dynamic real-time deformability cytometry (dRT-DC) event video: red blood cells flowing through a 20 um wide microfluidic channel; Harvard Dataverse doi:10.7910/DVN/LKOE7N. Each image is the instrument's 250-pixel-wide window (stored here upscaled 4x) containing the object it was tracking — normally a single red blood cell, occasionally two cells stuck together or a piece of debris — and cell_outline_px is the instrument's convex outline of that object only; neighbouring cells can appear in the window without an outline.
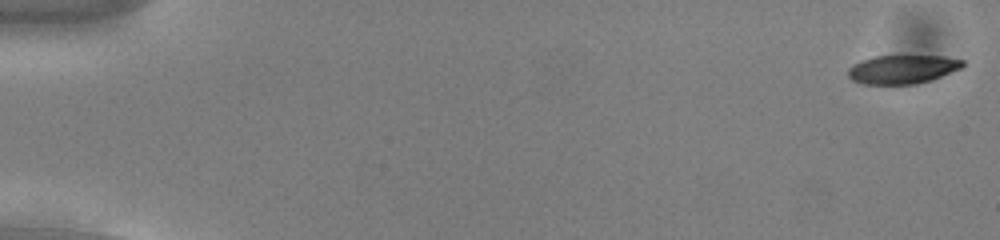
{"species": "common noctule bat (a hibernating species)", "species_latin": "Nyctalus noctula", "temperature_condition": "cold", "stored_images_in_passage": 55, "camera_frame_rate_fps": 3000, "um_per_image_px": 0.085, "animal": {"sex": "male", "body_mass_g": 13.0, "forearm_length_mm": 53.1}, "frame": {"image": 1, "passage_image": 1, "time_ms": 0.0, "image_size_px": [1000, 240], "cell_outline_px": [[964, 64], [960, 68], [932, 80], [916, 84], [860, 84], [852, 80], [848, 76], [848, 68], [852, 64], [860, 60], [876, 56], [944, 56], [964, 60]], "centroid_in_image_um": [76.67, 5.89], "position_along_channel_um": 8.3, "area_um2": 19.25}}
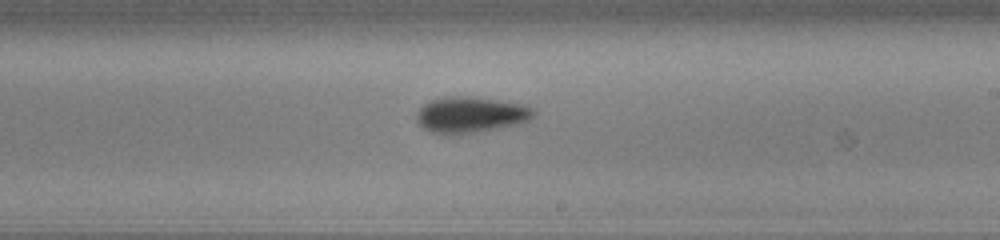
{"frame": {"image": 2, "passage_image": 33, "time_ms": 10.667, "image_size_px": [1000, 240], "cell_outline_px": [[536, 112], [528, 120], [496, 128], [460, 136], [432, 132], [424, 128], [416, 120], [416, 112], [424, 104], [432, 100], [448, 96], [472, 96], [520, 104], [532, 108]], "centroid_in_image_um": [39.94, 9.76], "position_along_channel_um": 249.1, "area_um2": 24.33}}
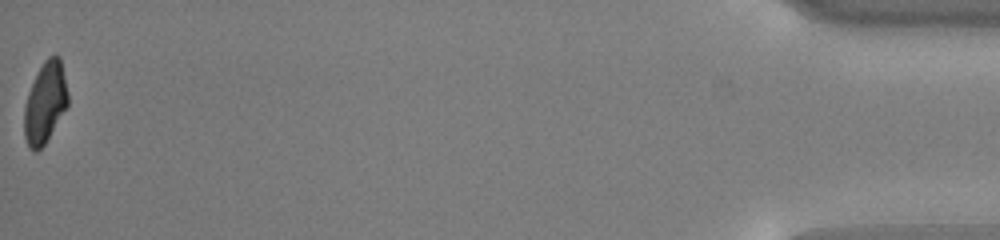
{"frame": {"image": 3, "passage_image": 55, "time_ms": 18.0, "image_size_px": [1000, 240], "cell_outline_px": [[68, 104], [44, 144], [36, 152], [28, 148], [24, 136], [24, 108], [28, 92], [44, 60], [48, 56], [60, 56], [68, 92]], "centroid_in_image_um": [3.83, 8.73], "position_along_channel_um": 431.4, "area_um2": 20.35}, "authors_computed_cell_mechanics": {"area_um2": 22.0218, "velocity_mm_per_s": 3.7766, "shape_relaxation_time_tau1_ms": 2.4205, "shape_relaxation_time_tau2_ms": 6.9443, "deformation_change_tau1": 0.1175, "deformation_change_tau2": 0.1146}}